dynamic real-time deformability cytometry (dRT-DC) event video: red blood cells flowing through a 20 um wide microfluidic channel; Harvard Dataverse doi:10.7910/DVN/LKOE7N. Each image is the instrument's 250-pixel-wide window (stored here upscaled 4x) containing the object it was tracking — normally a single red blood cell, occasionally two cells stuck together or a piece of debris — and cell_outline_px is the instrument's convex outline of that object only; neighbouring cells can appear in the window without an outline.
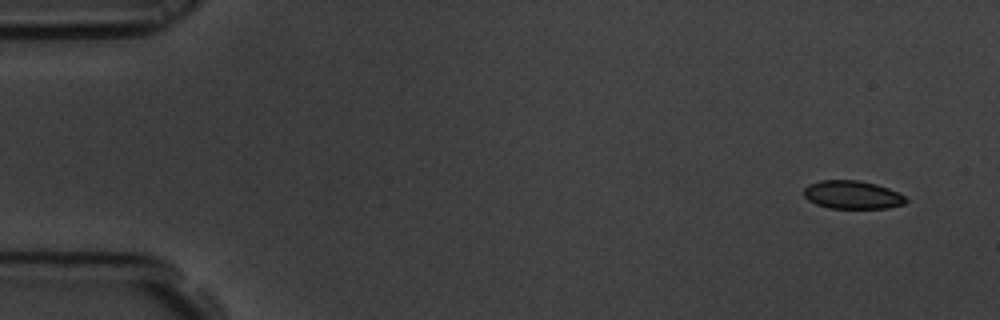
{"species": "common noctule bat (a hibernating species)", "species_latin": "Nyctalus noctula", "temperature_condition": "room temperature", "stored_images_in_passage": 5, "camera_frame_rate_fps": 3000, "um_per_image_px": 0.085, "animal": {"sex": "male", "body_mass_g": 19.5, "forearm_length_mm": 54.6}, "frame": {"image": 1, "passage_image": 1, "time_ms": 0.0, "image_size_px": [1000, 320], "cell_outline_px": [[908, 200], [904, 204], [888, 208], [828, 208], [816, 204], [808, 200], [804, 196], [804, 188], [808, 184], [820, 180], [860, 180], [876, 184], [888, 188], [904, 196]], "centroid_in_image_um": [72.43, 16.55], "position_along_channel_um": 12.6, "area_um2": 16.82}}
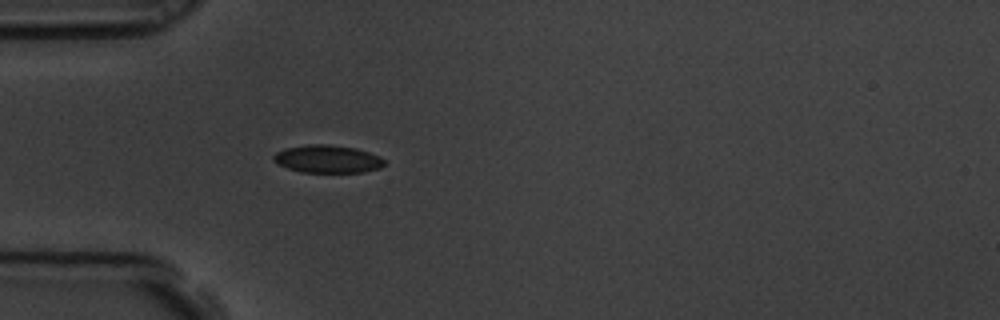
{"frame": {"image": 2, "passage_image": 5, "time_ms": 1.333, "image_size_px": [1000, 320], "cell_outline_px": [[384, 164], [380, 168], [364, 172], [300, 172], [288, 168], [272, 160], [272, 156], [276, 152], [284, 148], [308, 144], [328, 144], [356, 148], [380, 156], [384, 160]], "centroid_in_image_um": [27.83, 13.51], "position_along_channel_um": 57.2, "area_um2": 17.98}}